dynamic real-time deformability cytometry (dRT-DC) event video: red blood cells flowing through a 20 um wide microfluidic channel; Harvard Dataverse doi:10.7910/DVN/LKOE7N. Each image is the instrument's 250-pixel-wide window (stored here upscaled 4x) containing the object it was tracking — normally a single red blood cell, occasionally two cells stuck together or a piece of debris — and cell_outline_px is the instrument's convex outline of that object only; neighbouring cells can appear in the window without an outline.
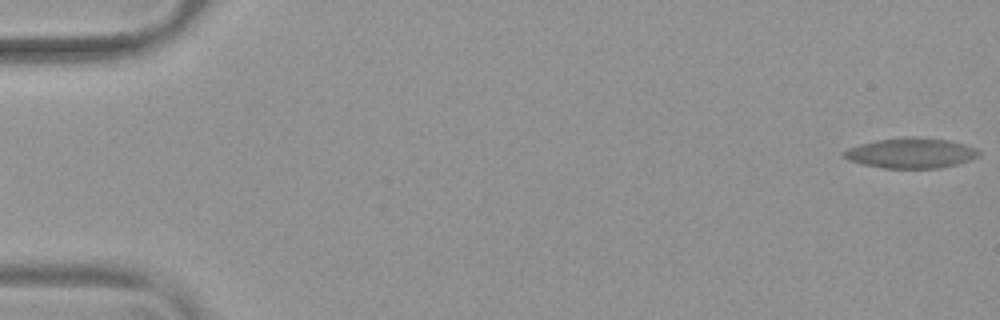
{"species": "common noctule bat (a hibernating species)", "species_latin": "Nyctalus noctula", "temperature_condition": "warm", "stored_images_in_passage": 57, "camera_frame_rate_fps": 3000, "um_per_image_px": 0.085, "animal": {"sex": "female", "body_mass_g": 19.9}, "frame": {"image": 1, "passage_image": 1, "time_ms": 0.0, "image_size_px": [1000, 320], "cell_outline_px": [[980, 156], [972, 160], [940, 168], [880, 168], [848, 160], [840, 156], [840, 152], [848, 148], [860, 144], [876, 140], [904, 136], [912, 136], [948, 140], [964, 144], [976, 148], [980, 152]], "centroid_in_image_um": [77.41, 13.0], "position_along_channel_um": 7.6, "area_um2": 24.1}}
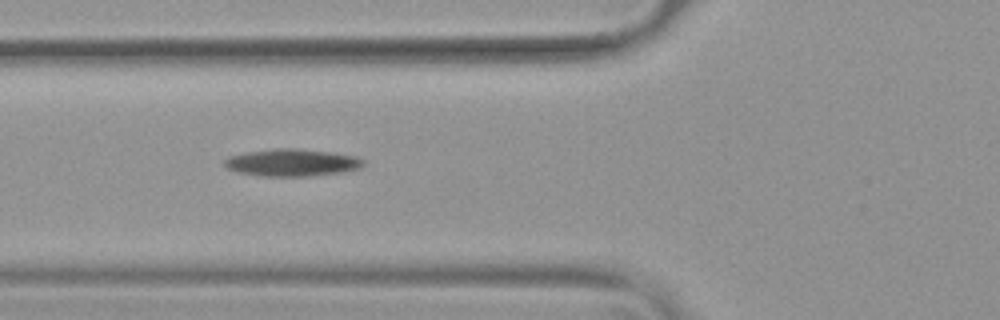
{"frame": {"image": 2, "passage_image": 22, "time_ms": 7.0, "image_size_px": [1000, 320], "cell_outline_px": [[364, 164], [360, 168], [340, 172], [312, 176], [260, 176], [240, 172], [228, 168], [224, 164], [224, 160], [228, 156], [244, 152], [272, 148], [296, 148], [332, 152], [356, 156], [364, 160]], "centroid_in_image_um": [24.81, 13.81], "position_along_channel_um": 101.0, "area_um2": 22.14}}
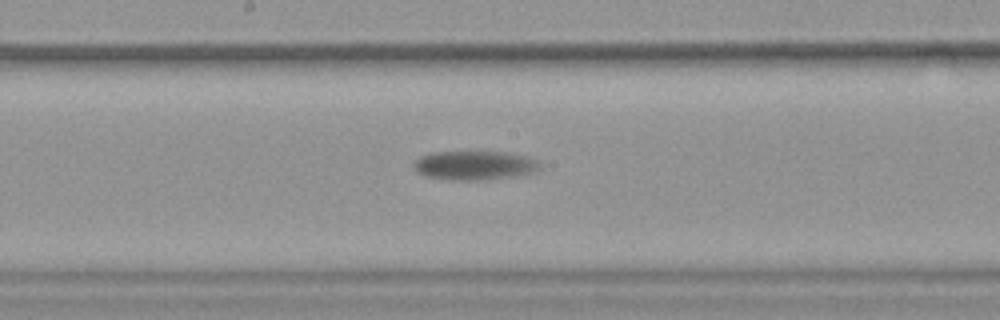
{"frame": {"image": 3, "passage_image": 31, "time_ms": 10.0, "image_size_px": [1000, 320], "cell_outline_px": [[540, 168], [536, 172], [516, 176], [488, 180], [456, 180], [428, 176], [416, 172], [412, 164], [420, 156], [432, 152], [504, 152], [528, 156], [540, 160]], "centroid_in_image_um": [40.39, 14.06], "position_along_channel_um": 207.8, "area_um2": 21.56}}